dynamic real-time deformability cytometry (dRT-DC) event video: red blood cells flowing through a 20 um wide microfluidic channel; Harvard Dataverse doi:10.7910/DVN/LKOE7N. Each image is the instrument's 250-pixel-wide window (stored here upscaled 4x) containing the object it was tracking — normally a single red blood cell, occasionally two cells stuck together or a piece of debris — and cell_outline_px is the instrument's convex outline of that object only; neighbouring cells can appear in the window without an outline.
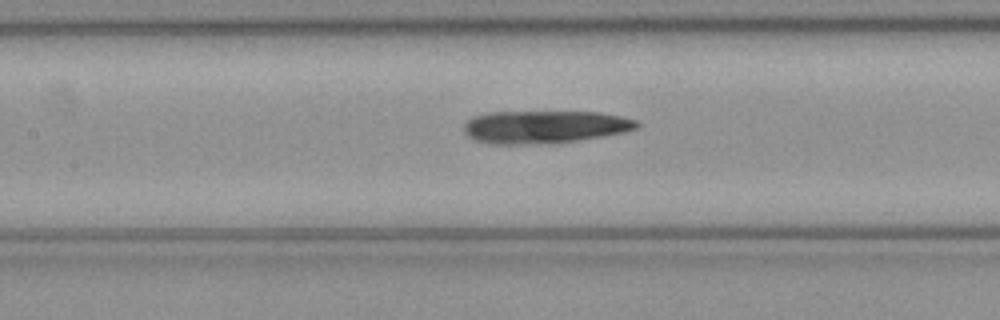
{"species": "common noctule bat (a hibernating species)", "species_latin": "Nyctalus noctula", "temperature_condition": "cold", "stored_images_in_passage": 51, "camera_frame_rate_fps": 3000, "um_per_image_px": 0.085, "animal": {"sex": "female", "body_mass_g": 21.9}, "frame": {"image": 1, "passage_image": 23, "time_ms": 7.333, "image_size_px": [1000, 320], "cell_outline_px": [[640, 124], [636, 128], [624, 132], [552, 144], [492, 144], [476, 140], [468, 136], [464, 132], [464, 124], [472, 116], [484, 112], [600, 112], [620, 116], [636, 120]], "centroid_in_image_um": [46.24, 10.78], "position_along_channel_um": 161.2, "area_um2": 33.06}}
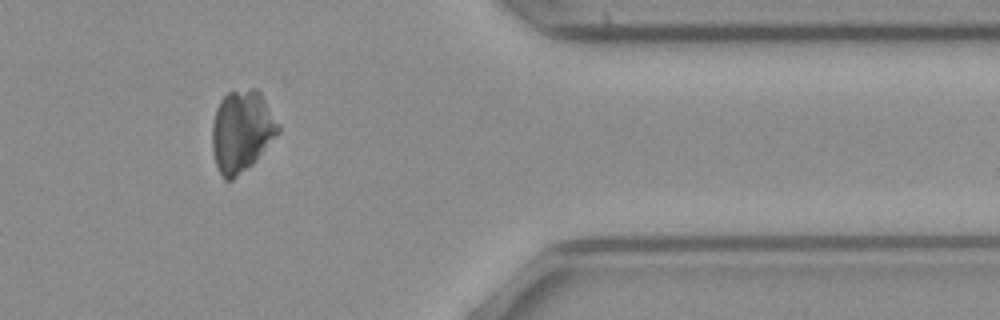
{"frame": {"image": 2, "passage_image": 42, "time_ms": 13.667, "image_size_px": [1000, 320], "cell_outline_px": [[280, 132], [256, 160], [248, 168], [232, 180], [224, 180], [216, 164], [212, 152], [212, 124], [216, 108], [220, 100], [228, 92], [252, 88], [256, 88], [260, 92], [280, 124]], "centroid_in_image_um": [20.55, 11.14], "position_along_channel_um": 390.9, "area_um2": 31.56}}
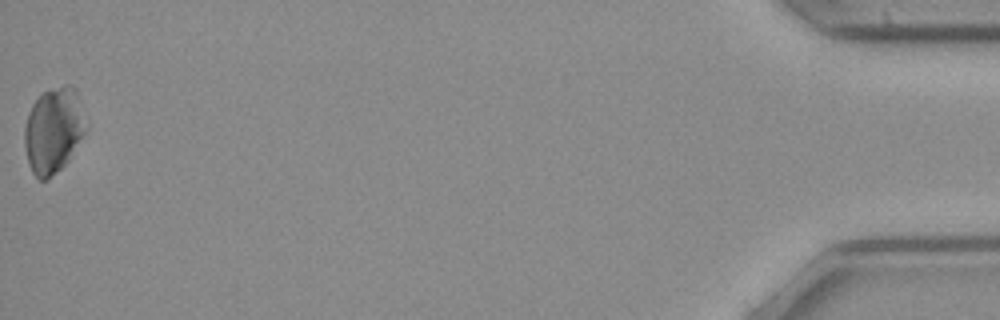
{"frame": {"image": 3, "passage_image": 51, "time_ms": 16.667, "image_size_px": [1000, 320], "cell_outline_px": [[84, 132], [68, 160], [48, 180], [40, 180], [32, 172], [28, 164], [24, 144], [24, 128], [28, 112], [32, 104], [48, 88], [64, 84], [72, 84], [76, 88], [80, 100], [84, 128]], "centroid_in_image_um": [4.5, 11.05], "position_along_channel_um": 430.7, "area_um2": 30.35}}